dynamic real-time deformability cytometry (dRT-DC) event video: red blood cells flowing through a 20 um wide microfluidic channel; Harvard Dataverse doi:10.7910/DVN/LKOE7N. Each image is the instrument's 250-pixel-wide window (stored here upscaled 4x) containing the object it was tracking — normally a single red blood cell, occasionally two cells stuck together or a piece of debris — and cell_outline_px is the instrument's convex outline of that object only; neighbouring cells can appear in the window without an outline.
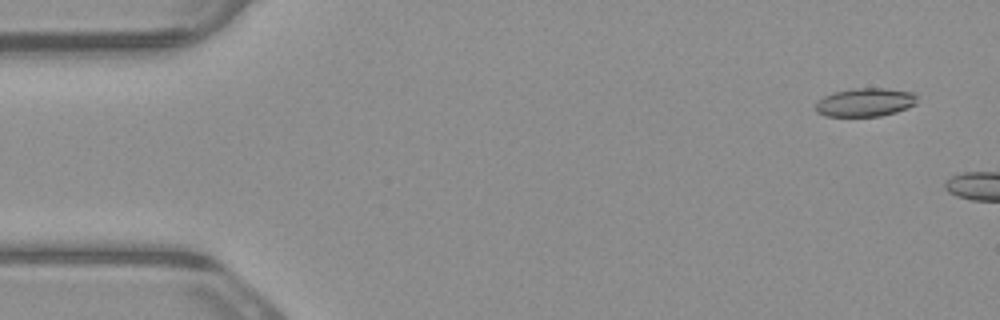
{"species": "common noctule bat (a hibernating species)", "species_latin": "Nyctalus noctula", "temperature_condition": "warm", "stored_images_in_passage": 6, "camera_frame_rate_fps": 3000, "um_per_image_px": 0.085, "animal": {"sex": "male", "body_mass_g": 23.1, "forearm_length_mm": 52.7}, "frame": {"image": 1, "passage_image": 1, "time_ms": 0.0, "image_size_px": [1000, 320], "cell_outline_px": [[916, 104], [908, 108], [896, 112], [880, 116], [824, 116], [816, 112], [816, 100], [832, 92], [852, 88], [884, 88], [912, 92], [916, 96]], "centroid_in_image_um": [73.5, 8.69], "position_along_channel_um": 11.5, "area_um2": 16.99}}
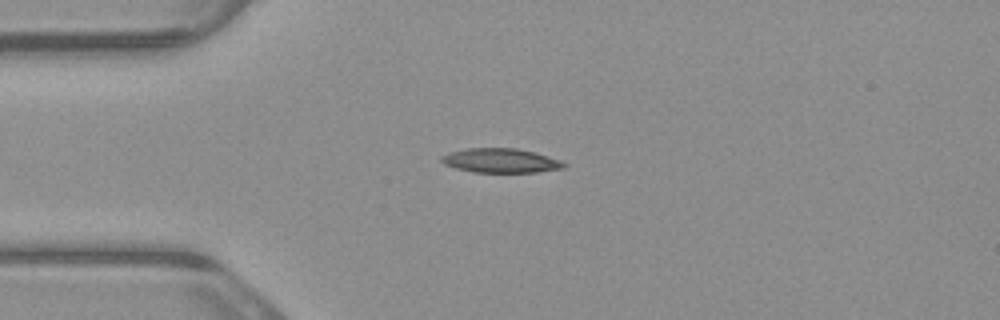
{"frame": {"image": 2, "passage_image": 5, "time_ms": 1.333, "image_size_px": [1000, 320], "cell_outline_px": [[568, 164], [564, 168], [536, 172], [472, 172], [456, 168], [444, 164], [440, 160], [440, 156], [448, 152], [468, 148], [516, 148], [548, 156], [560, 160]], "centroid_in_image_um": [42.53, 13.65], "position_along_channel_um": 42.5, "area_um2": 17.34}}
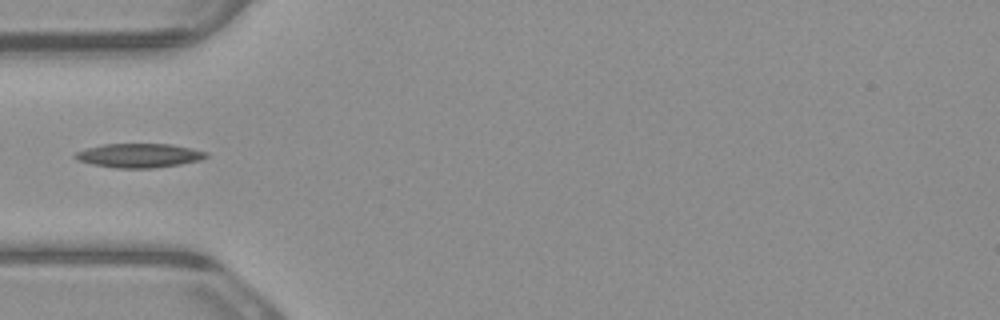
{"frame": {"image": 3, "passage_image": 6, "time_ms": 1.667, "image_size_px": [1000, 320], "cell_outline_px": [[208, 156], [200, 160], [180, 164], [152, 168], [116, 168], [92, 164], [76, 160], [72, 156], [76, 152], [88, 148], [104, 144], [172, 144], [208, 152]], "centroid_in_image_um": [11.81, 13.22], "position_along_channel_um": 73.2, "area_um2": 18.32}}